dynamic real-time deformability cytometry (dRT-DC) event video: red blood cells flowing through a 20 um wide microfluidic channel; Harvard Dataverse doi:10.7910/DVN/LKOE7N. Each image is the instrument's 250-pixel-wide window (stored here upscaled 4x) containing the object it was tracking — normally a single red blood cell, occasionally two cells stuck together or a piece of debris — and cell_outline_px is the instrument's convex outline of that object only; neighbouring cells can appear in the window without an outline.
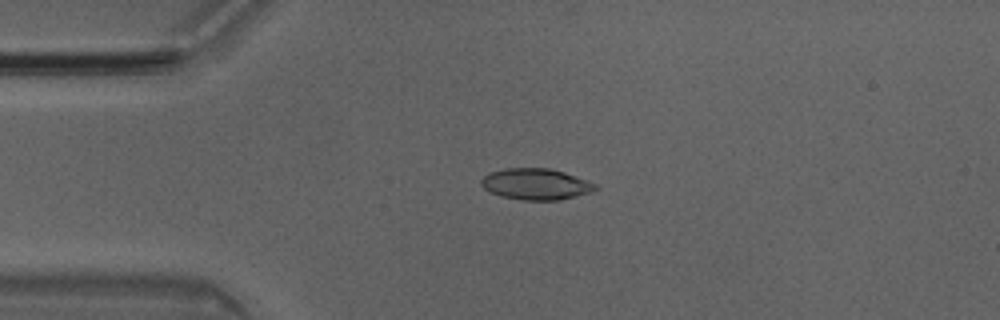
{"species": "Egyptian fruit bat (a non-hibernating species)", "species_latin": "Rousettus aegyptiacus", "temperature_condition": "room temperature", "stored_images_in_passage": 40, "camera_frame_rate_fps": 3000, "um_per_image_px": 0.085, "animal": {"sex": "male"}, "frame": {"image": 1, "passage_image": 1, "time_ms": 0.0, "image_size_px": [1000, 320], "cell_outline_px": [[600, 188], [592, 192], [560, 200], [524, 200], [500, 196], [484, 188], [480, 184], [480, 180], [488, 172], [504, 168], [548, 168], [564, 172], [596, 184]], "centroid_in_image_um": [45.54, 15.65], "position_along_channel_um": 39.5, "area_um2": 20.81}}
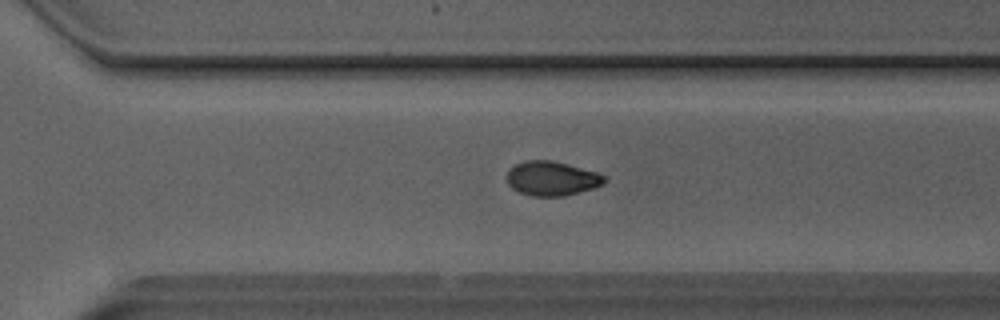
{"frame": {"image": 2, "passage_image": 24, "time_ms": 7.667, "image_size_px": [1000, 320], "cell_outline_px": [[608, 180], [604, 184], [596, 188], [564, 196], [532, 196], [520, 192], [512, 188], [508, 184], [508, 168], [524, 160], [552, 160], [568, 164], [596, 172], [608, 176]], "centroid_in_image_um": [46.95, 15.17], "position_along_channel_um": 323.6, "area_um2": 19.77}}
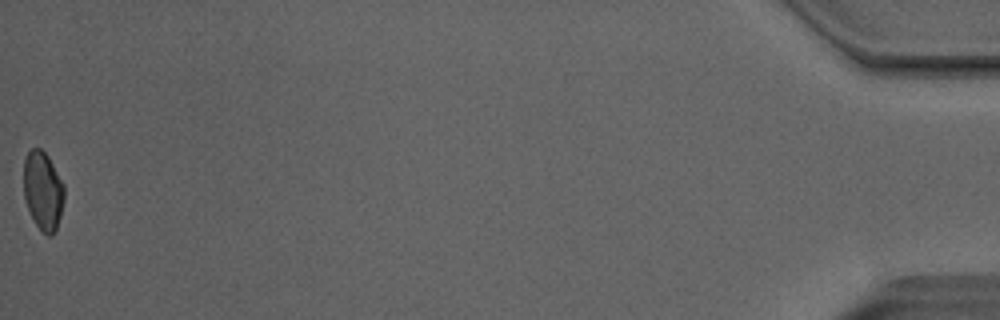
{"frame": {"image": 3, "passage_image": 40, "time_ms": 13.0, "image_size_px": [1000, 320], "cell_outline_px": [[64, 200], [56, 232], [52, 236], [48, 236], [36, 224], [28, 208], [24, 196], [24, 160], [28, 152], [32, 148], [40, 148], [48, 156], [64, 184]], "centroid_in_image_um": [3.67, 16.21], "position_along_channel_um": 431.5, "area_um2": 18.5}, "authors_computed_cell_mechanics": {"area_um2": 19.7965, "velocity_mm_per_s": 4.0309, "shape_relaxation_time_tau1_ms": 8.7279, "shape_relaxation_time_tau2_ms": 8.1039, "deformation_change_tau1": 0.1907, "deformation_change_tau2": 0.0942}}